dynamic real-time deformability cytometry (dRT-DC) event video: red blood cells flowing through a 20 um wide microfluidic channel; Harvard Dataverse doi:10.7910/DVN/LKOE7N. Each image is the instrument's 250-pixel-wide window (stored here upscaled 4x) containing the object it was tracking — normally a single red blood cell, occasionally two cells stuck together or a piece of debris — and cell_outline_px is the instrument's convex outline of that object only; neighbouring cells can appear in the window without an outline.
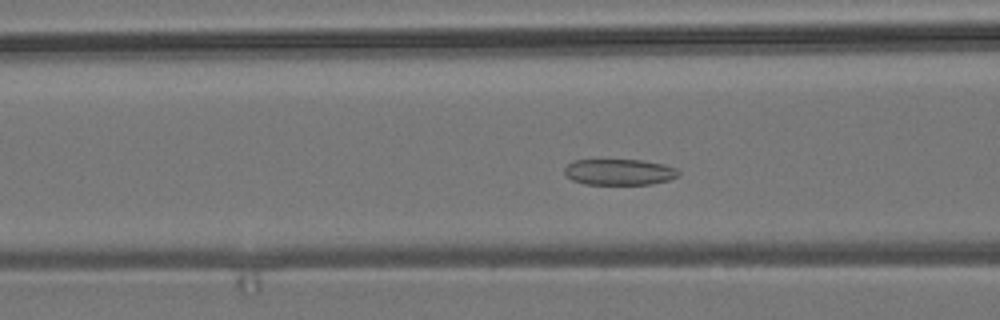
{"species": "common noctule bat (a hibernating species)", "species_latin": "Nyctalus noctula", "temperature_condition": "room temperature", "stored_images_in_passage": 39, "camera_frame_rate_fps": 3000, "um_per_image_px": 0.085, "animal": {"sex": "male", "body_mass_g": 19.2, "forearm_length_mm": 51.8}, "frame": {"image": 1, "passage_image": 5, "time_ms": 1.333, "image_size_px": [1000, 320], "cell_outline_px": [[680, 172], [676, 176], [668, 180], [652, 184], [584, 184], [572, 180], [564, 172], [564, 168], [572, 160], [640, 160], [664, 164], [676, 168]], "centroid_in_image_um": [52.62, 14.62], "position_along_channel_um": 114.0, "area_um2": 17.22}}
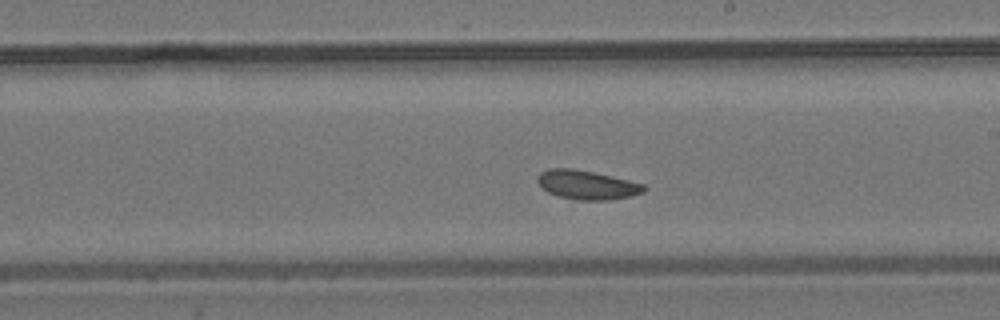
{"frame": {"image": 2, "passage_image": 15, "time_ms": 4.667, "image_size_px": [1000, 320], "cell_outline_px": [[648, 188], [644, 192], [632, 196], [608, 200], [576, 200], [556, 196], [548, 192], [536, 180], [536, 176], [540, 172], [548, 168], [572, 168], [612, 176], [644, 184]], "centroid_in_image_um": [49.89, 15.72], "position_along_channel_um": 239.1, "area_um2": 18.15}}
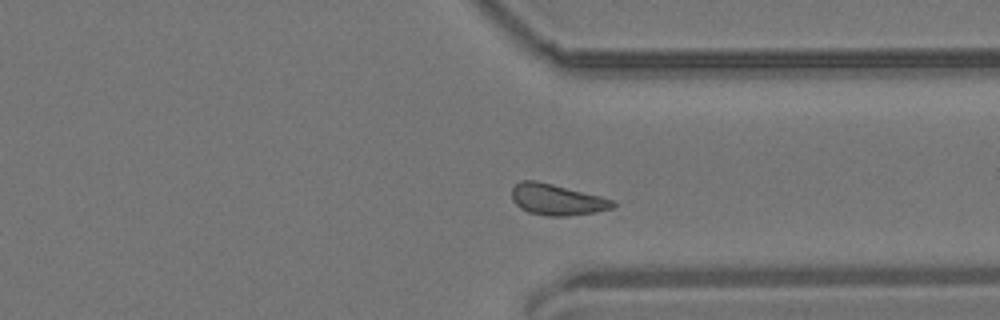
{"frame": {"image": 3, "passage_image": 25, "time_ms": 8.0, "image_size_px": [1000, 320], "cell_outline_px": [[616, 204], [612, 208], [596, 212], [568, 216], [548, 216], [528, 212], [520, 208], [512, 200], [512, 188], [520, 180], [536, 180], [616, 200]], "centroid_in_image_um": [47.33, 16.97], "position_along_channel_um": 364.1, "area_um2": 18.32}, "authors_computed_cell_mechanics": {"area_um2": 17.918, "velocity_mm_per_s": 3.7575, "shape_relaxation_time_tau1_ms": null, "shape_relaxation_time_tau2_ms": 4.0985, "deformation_change_tau1": null, "deformation_change_tau2": 0.092}}